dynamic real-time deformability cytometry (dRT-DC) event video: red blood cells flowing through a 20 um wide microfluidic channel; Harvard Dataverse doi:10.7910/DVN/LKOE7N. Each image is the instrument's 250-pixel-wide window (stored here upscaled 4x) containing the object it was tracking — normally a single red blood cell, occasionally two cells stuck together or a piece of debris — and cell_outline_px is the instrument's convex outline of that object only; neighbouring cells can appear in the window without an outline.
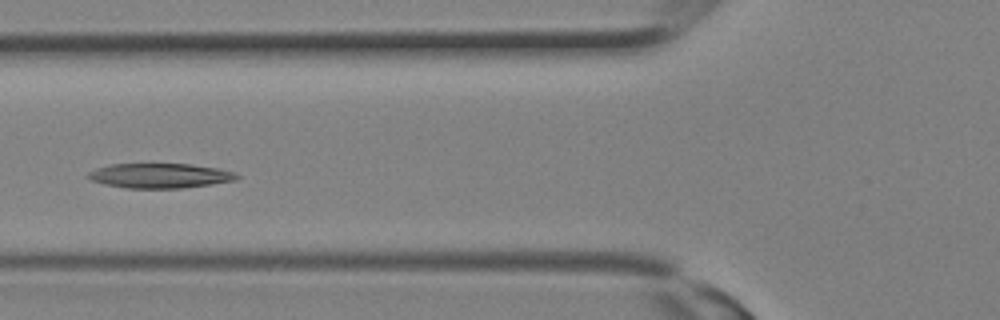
{"species": "Egyptian fruit bat (a non-hibernating species)", "species_latin": "Rousettus aegyptiacus", "temperature_condition": "room temperature", "stored_images_in_passage": 13, "camera_frame_rate_fps": 3000, "um_per_image_px": 0.085, "animal": {"sex": "female"}, "frame": {"image": 1, "passage_image": 10, "time_ms": 3.0, "image_size_px": [1000, 320], "cell_outline_px": [[240, 176], [236, 180], [184, 188], [124, 188], [104, 184], [92, 180], [88, 176], [88, 172], [96, 168], [112, 164], [192, 164], [216, 168], [232, 172]], "centroid_in_image_um": [13.57, 14.93], "position_along_channel_um": 112.2, "area_um2": 21.27}}
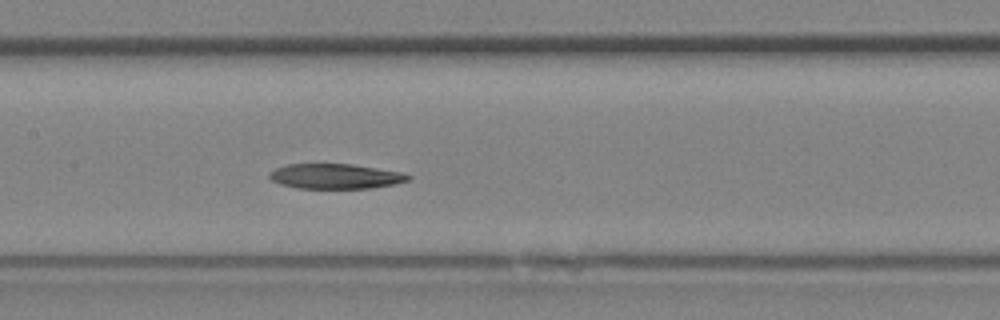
{"frame": {"image": 2, "passage_image": 13, "time_ms": 4.0, "image_size_px": [1000, 320], "cell_outline_px": [[412, 176], [408, 180], [392, 184], [372, 188], [296, 188], [280, 184], [272, 180], [268, 176], [268, 172], [276, 168], [288, 164], [352, 164], [404, 172]], "centroid_in_image_um": [28.5, 14.98], "position_along_channel_um": 178.9, "area_um2": 20.23}}